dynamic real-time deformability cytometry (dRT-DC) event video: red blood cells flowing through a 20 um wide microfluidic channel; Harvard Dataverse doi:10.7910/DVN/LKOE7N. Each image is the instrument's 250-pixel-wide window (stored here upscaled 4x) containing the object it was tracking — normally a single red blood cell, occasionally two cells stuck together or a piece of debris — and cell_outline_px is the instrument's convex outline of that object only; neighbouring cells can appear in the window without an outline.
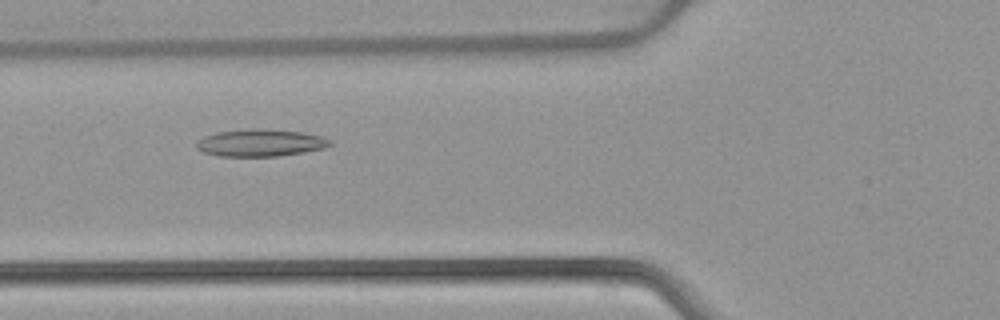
{"species": "common noctule bat (a hibernating species)", "species_latin": "Nyctalus noctula", "temperature_condition": "warm", "stored_images_in_passage": 53, "camera_frame_rate_fps": 3000, "um_per_image_px": 0.085, "animal": {"sex": "female", "body_mass_g": 22.7, "forearm_length_mm": 54.2}, "frame": {"image": 1, "passage_image": 20, "time_ms": 6.333, "image_size_px": [1000, 320], "cell_outline_px": [[332, 144], [324, 148], [304, 152], [276, 156], [216, 156], [204, 152], [196, 148], [196, 144], [204, 136], [216, 132], [252, 128], [304, 132], [324, 136], [332, 140]], "centroid_in_image_um": [22.17, 12.13], "position_along_channel_um": 103.6, "area_um2": 21.21}}
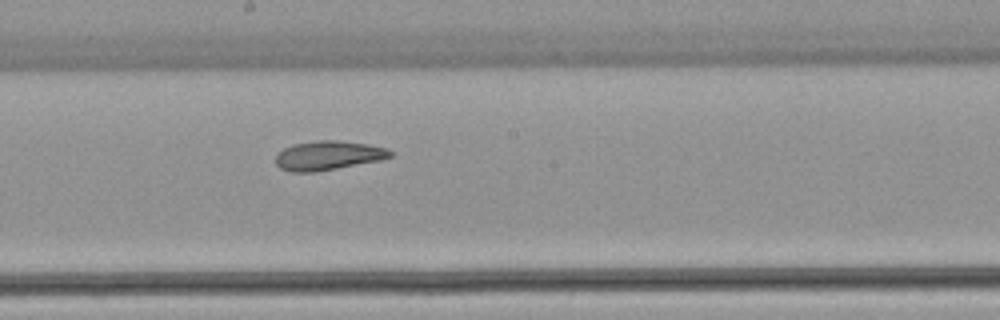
{"frame": {"image": 2, "passage_image": 29, "time_ms": 9.333, "image_size_px": [1000, 320], "cell_outline_px": [[392, 156], [380, 160], [316, 172], [292, 172], [280, 168], [276, 164], [276, 156], [284, 148], [292, 144], [316, 140], [336, 140], [368, 144], [388, 148], [392, 152]], "centroid_in_image_um": [27.89, 13.21], "position_along_channel_um": 220.3, "area_um2": 19.48}}
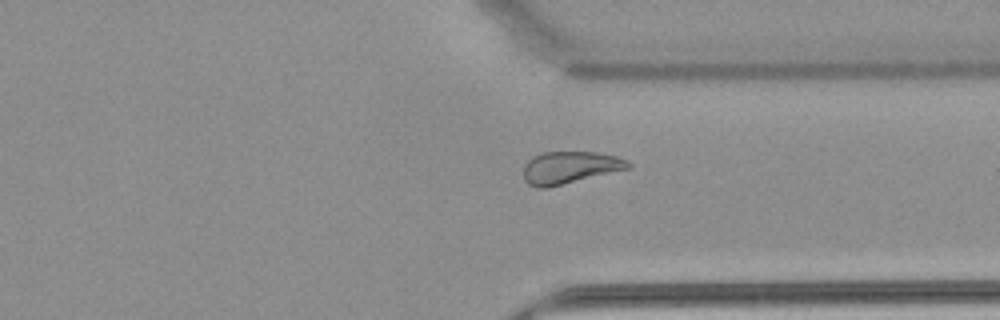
{"frame": {"image": 3, "passage_image": 40, "time_ms": 13.0, "image_size_px": [1000, 320], "cell_outline_px": [[632, 168], [548, 188], [536, 188], [528, 184], [524, 180], [524, 164], [532, 156], [540, 152], [596, 152], [616, 156], [628, 160], [632, 164]], "centroid_in_image_um": [48.44, 14.24], "position_along_channel_um": 363.0, "area_um2": 20.06}, "authors_computed_cell_mechanics": {"area_um2": 22.1374, "velocity_mm_per_s": 3.8889, "shape_relaxation_time_tau1_ms": null, "shape_relaxation_time_tau2_ms": 6.1011, "deformation_change_tau1": null, "deformation_change_tau2": 0.1466}}